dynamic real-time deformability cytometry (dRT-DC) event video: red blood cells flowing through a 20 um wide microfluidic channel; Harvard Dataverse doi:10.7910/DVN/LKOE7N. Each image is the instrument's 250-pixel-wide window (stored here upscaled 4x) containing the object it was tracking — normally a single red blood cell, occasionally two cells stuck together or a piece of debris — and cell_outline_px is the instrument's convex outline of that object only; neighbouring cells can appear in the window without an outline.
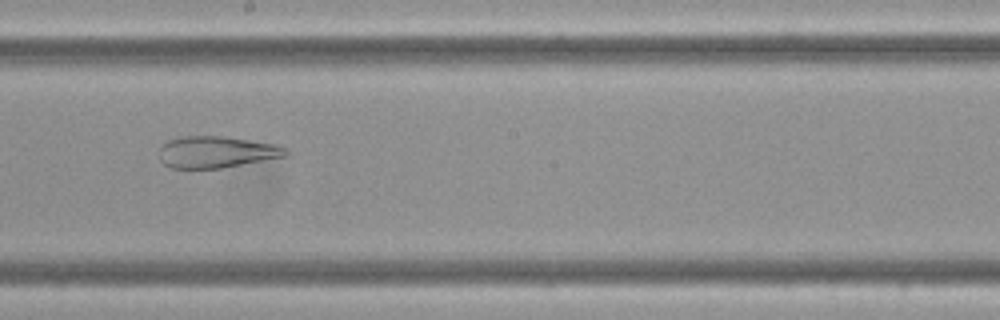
{"species": "Egyptian fruit bat (a non-hibernating species)", "species_latin": "Rousettus aegyptiacus", "temperature_condition": "cold", "stored_images_in_passage": 8, "camera_frame_rate_fps": 3000, "um_per_image_px": 0.085, "frame": {"image": 1, "passage_image": 7, "time_ms": 2.0, "image_size_px": [1000, 320], "cell_outline_px": [[292, 152], [288, 156], [220, 168], [172, 168], [164, 164], [160, 160], [160, 148], [168, 140], [180, 136], [224, 136], [276, 144], [288, 148]], "centroid_in_image_um": [18.45, 12.91], "position_along_channel_um": 229.7, "area_um2": 23.47}}